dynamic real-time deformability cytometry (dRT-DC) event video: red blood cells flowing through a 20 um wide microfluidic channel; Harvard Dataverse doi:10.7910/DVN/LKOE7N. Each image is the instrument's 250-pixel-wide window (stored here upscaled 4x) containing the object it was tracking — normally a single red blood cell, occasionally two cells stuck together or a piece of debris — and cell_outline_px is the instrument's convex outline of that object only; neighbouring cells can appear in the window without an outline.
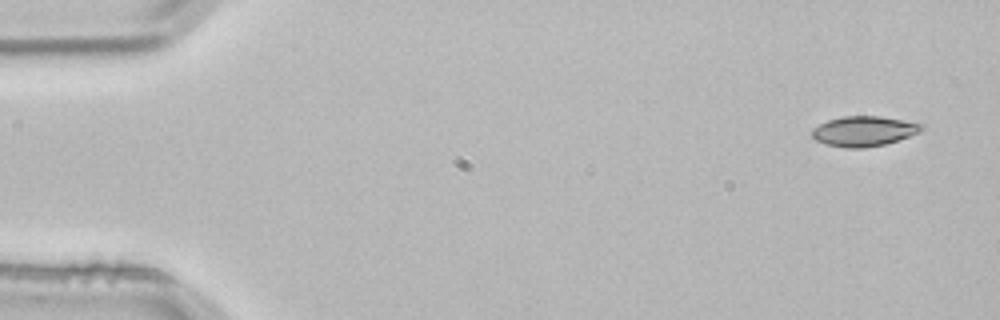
{"species": "common noctule bat (a hibernating species)", "species_latin": "Nyctalus noctula", "temperature_condition": "room temperature", "stored_images_in_passage": 3, "camera_frame_rate_fps": 3000, "um_per_image_px": 0.085, "animal": {"sex": "male", "body_mass_g": 21.5, "forearm_length_mm": 52.0}, "frame": {"image": 1, "passage_image": 1, "time_ms": 0.0, "image_size_px": [1000, 320], "cell_outline_px": [[924, 128], [920, 132], [884, 144], [864, 148], [844, 148], [828, 144], [816, 140], [812, 136], [812, 128], [828, 120], [844, 116], [880, 116], [924, 124]], "centroid_in_image_um": [73.42, 11.14], "position_along_channel_um": 11.6, "area_um2": 19.02}}
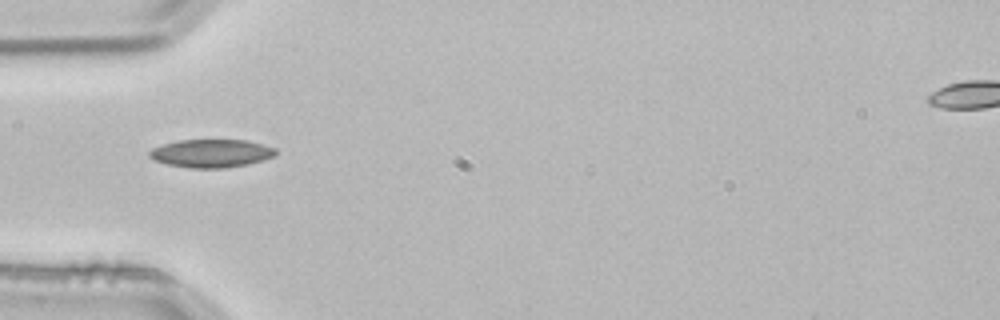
{"frame": {"image": 2, "passage_image": 3, "time_ms": 0.667, "image_size_px": [1000, 320], "cell_outline_px": [[276, 152], [272, 156], [264, 160], [248, 164], [224, 168], [188, 168], [168, 164], [156, 160], [148, 156], [148, 152], [152, 148], [164, 144], [180, 140], [244, 140], [276, 148]], "centroid_in_image_um": [17.94, 13.04], "position_along_channel_um": 67.1, "area_um2": 20.52}}